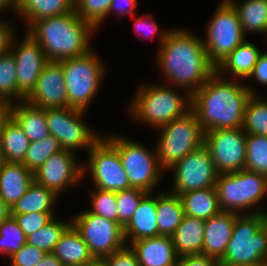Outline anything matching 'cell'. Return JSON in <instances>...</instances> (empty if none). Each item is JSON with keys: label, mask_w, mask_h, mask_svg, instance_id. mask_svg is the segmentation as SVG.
<instances>
[{"label": "cell", "mask_w": 267, "mask_h": 266, "mask_svg": "<svg viewBox=\"0 0 267 266\" xmlns=\"http://www.w3.org/2000/svg\"><path fill=\"white\" fill-rule=\"evenodd\" d=\"M215 189L222 211L241 215L267 196V176L248 170L220 173Z\"/></svg>", "instance_id": "52a82bcc"}, {"label": "cell", "mask_w": 267, "mask_h": 266, "mask_svg": "<svg viewBox=\"0 0 267 266\" xmlns=\"http://www.w3.org/2000/svg\"><path fill=\"white\" fill-rule=\"evenodd\" d=\"M59 62L62 64L68 107L86 111L104 77V64L92 49L83 56Z\"/></svg>", "instance_id": "ba28073f"}, {"label": "cell", "mask_w": 267, "mask_h": 266, "mask_svg": "<svg viewBox=\"0 0 267 266\" xmlns=\"http://www.w3.org/2000/svg\"><path fill=\"white\" fill-rule=\"evenodd\" d=\"M70 225L71 221H58L54 216L41 229L28 236L27 243L43 250L45 253H52L55 245L59 242L61 236Z\"/></svg>", "instance_id": "e575fe53"}, {"label": "cell", "mask_w": 267, "mask_h": 266, "mask_svg": "<svg viewBox=\"0 0 267 266\" xmlns=\"http://www.w3.org/2000/svg\"><path fill=\"white\" fill-rule=\"evenodd\" d=\"M106 266H140L135 252L128 245L102 259Z\"/></svg>", "instance_id": "ee69618b"}, {"label": "cell", "mask_w": 267, "mask_h": 266, "mask_svg": "<svg viewBox=\"0 0 267 266\" xmlns=\"http://www.w3.org/2000/svg\"><path fill=\"white\" fill-rule=\"evenodd\" d=\"M63 266H87L95 261L85 241L71 224L52 252Z\"/></svg>", "instance_id": "cb8c5ba5"}, {"label": "cell", "mask_w": 267, "mask_h": 266, "mask_svg": "<svg viewBox=\"0 0 267 266\" xmlns=\"http://www.w3.org/2000/svg\"><path fill=\"white\" fill-rule=\"evenodd\" d=\"M87 266H106L102 260H95L93 263Z\"/></svg>", "instance_id": "9f6ffc18"}, {"label": "cell", "mask_w": 267, "mask_h": 266, "mask_svg": "<svg viewBox=\"0 0 267 266\" xmlns=\"http://www.w3.org/2000/svg\"><path fill=\"white\" fill-rule=\"evenodd\" d=\"M217 266H239V265H232V264H225L218 262ZM255 266H264V265H255Z\"/></svg>", "instance_id": "6f0895ef"}, {"label": "cell", "mask_w": 267, "mask_h": 266, "mask_svg": "<svg viewBox=\"0 0 267 266\" xmlns=\"http://www.w3.org/2000/svg\"><path fill=\"white\" fill-rule=\"evenodd\" d=\"M31 141L17 121L9 115L0 136V159L8 163H22Z\"/></svg>", "instance_id": "d4e9b609"}, {"label": "cell", "mask_w": 267, "mask_h": 266, "mask_svg": "<svg viewBox=\"0 0 267 266\" xmlns=\"http://www.w3.org/2000/svg\"><path fill=\"white\" fill-rule=\"evenodd\" d=\"M242 129L246 134L267 136V98L249 97Z\"/></svg>", "instance_id": "836d02e7"}, {"label": "cell", "mask_w": 267, "mask_h": 266, "mask_svg": "<svg viewBox=\"0 0 267 266\" xmlns=\"http://www.w3.org/2000/svg\"><path fill=\"white\" fill-rule=\"evenodd\" d=\"M152 195V192L147 193L141 199L137 210L129 222L123 227L125 242H134L140 239L161 236L156 218L157 195Z\"/></svg>", "instance_id": "44dd1931"}, {"label": "cell", "mask_w": 267, "mask_h": 266, "mask_svg": "<svg viewBox=\"0 0 267 266\" xmlns=\"http://www.w3.org/2000/svg\"><path fill=\"white\" fill-rule=\"evenodd\" d=\"M169 170L173 172L170 193L174 195L215 187L219 174L205 145L186 155Z\"/></svg>", "instance_id": "5bb4252c"}, {"label": "cell", "mask_w": 267, "mask_h": 266, "mask_svg": "<svg viewBox=\"0 0 267 266\" xmlns=\"http://www.w3.org/2000/svg\"><path fill=\"white\" fill-rule=\"evenodd\" d=\"M26 33L19 46L16 45L14 35L9 49L15 57L17 67V103L24 101L31 94L43 67L48 62L38 42Z\"/></svg>", "instance_id": "2e32d148"}, {"label": "cell", "mask_w": 267, "mask_h": 266, "mask_svg": "<svg viewBox=\"0 0 267 266\" xmlns=\"http://www.w3.org/2000/svg\"><path fill=\"white\" fill-rule=\"evenodd\" d=\"M207 25L206 40L203 41L209 62L216 68L246 39L238 13L234 6L223 0L218 4Z\"/></svg>", "instance_id": "30bf717a"}, {"label": "cell", "mask_w": 267, "mask_h": 266, "mask_svg": "<svg viewBox=\"0 0 267 266\" xmlns=\"http://www.w3.org/2000/svg\"><path fill=\"white\" fill-rule=\"evenodd\" d=\"M83 164V177L89 171L95 188L108 191L130 189L127 174L122 167L118 150L102 136L89 150Z\"/></svg>", "instance_id": "8fae6325"}, {"label": "cell", "mask_w": 267, "mask_h": 266, "mask_svg": "<svg viewBox=\"0 0 267 266\" xmlns=\"http://www.w3.org/2000/svg\"><path fill=\"white\" fill-rule=\"evenodd\" d=\"M267 210H263V209H261V212H260V214H261V216H262V225H263V227L266 229V231H267V212H266Z\"/></svg>", "instance_id": "11a10c76"}, {"label": "cell", "mask_w": 267, "mask_h": 266, "mask_svg": "<svg viewBox=\"0 0 267 266\" xmlns=\"http://www.w3.org/2000/svg\"><path fill=\"white\" fill-rule=\"evenodd\" d=\"M14 28L11 23L0 19V54L10 49L11 41L13 39Z\"/></svg>", "instance_id": "c3c4849f"}, {"label": "cell", "mask_w": 267, "mask_h": 266, "mask_svg": "<svg viewBox=\"0 0 267 266\" xmlns=\"http://www.w3.org/2000/svg\"><path fill=\"white\" fill-rule=\"evenodd\" d=\"M130 103L132 118L158 129L191 110L192 96H181L177 90L165 84L140 86Z\"/></svg>", "instance_id": "277c9868"}, {"label": "cell", "mask_w": 267, "mask_h": 266, "mask_svg": "<svg viewBox=\"0 0 267 266\" xmlns=\"http://www.w3.org/2000/svg\"><path fill=\"white\" fill-rule=\"evenodd\" d=\"M25 101L44 110L68 107L63 69L59 61L45 64L34 90Z\"/></svg>", "instance_id": "ac0fdd59"}, {"label": "cell", "mask_w": 267, "mask_h": 266, "mask_svg": "<svg viewBox=\"0 0 267 266\" xmlns=\"http://www.w3.org/2000/svg\"><path fill=\"white\" fill-rule=\"evenodd\" d=\"M249 85H242L215 71L192 96L191 109L203 130L242 128L245 109L251 95H257Z\"/></svg>", "instance_id": "7a4b0ae2"}, {"label": "cell", "mask_w": 267, "mask_h": 266, "mask_svg": "<svg viewBox=\"0 0 267 266\" xmlns=\"http://www.w3.org/2000/svg\"><path fill=\"white\" fill-rule=\"evenodd\" d=\"M34 182L33 172L23 163H1L0 168V196L11 208L28 190Z\"/></svg>", "instance_id": "7402d4cb"}, {"label": "cell", "mask_w": 267, "mask_h": 266, "mask_svg": "<svg viewBox=\"0 0 267 266\" xmlns=\"http://www.w3.org/2000/svg\"><path fill=\"white\" fill-rule=\"evenodd\" d=\"M105 138L118 150L131 188L141 189L147 193L154 189L162 179L161 168L156 149L151 151L145 146L120 135H105Z\"/></svg>", "instance_id": "9c48e42d"}, {"label": "cell", "mask_w": 267, "mask_h": 266, "mask_svg": "<svg viewBox=\"0 0 267 266\" xmlns=\"http://www.w3.org/2000/svg\"><path fill=\"white\" fill-rule=\"evenodd\" d=\"M248 212L236 217L232 237L218 262L239 266L267 262V231L262 225L261 210Z\"/></svg>", "instance_id": "5b68a950"}, {"label": "cell", "mask_w": 267, "mask_h": 266, "mask_svg": "<svg viewBox=\"0 0 267 266\" xmlns=\"http://www.w3.org/2000/svg\"><path fill=\"white\" fill-rule=\"evenodd\" d=\"M90 195L92 209L88 211L118 223L115 192L94 188Z\"/></svg>", "instance_id": "60d3db41"}, {"label": "cell", "mask_w": 267, "mask_h": 266, "mask_svg": "<svg viewBox=\"0 0 267 266\" xmlns=\"http://www.w3.org/2000/svg\"><path fill=\"white\" fill-rule=\"evenodd\" d=\"M10 215L14 216L21 230L25 233L26 237H28L47 224L55 214L54 212H32Z\"/></svg>", "instance_id": "b9f144b4"}, {"label": "cell", "mask_w": 267, "mask_h": 266, "mask_svg": "<svg viewBox=\"0 0 267 266\" xmlns=\"http://www.w3.org/2000/svg\"><path fill=\"white\" fill-rule=\"evenodd\" d=\"M9 9H15V0H0V12Z\"/></svg>", "instance_id": "db71d44e"}, {"label": "cell", "mask_w": 267, "mask_h": 266, "mask_svg": "<svg viewBox=\"0 0 267 266\" xmlns=\"http://www.w3.org/2000/svg\"><path fill=\"white\" fill-rule=\"evenodd\" d=\"M239 214L221 211L214 217L205 220L203 255L219 261L226 250L232 234L236 217Z\"/></svg>", "instance_id": "d6986e66"}, {"label": "cell", "mask_w": 267, "mask_h": 266, "mask_svg": "<svg viewBox=\"0 0 267 266\" xmlns=\"http://www.w3.org/2000/svg\"><path fill=\"white\" fill-rule=\"evenodd\" d=\"M14 99L17 101V67L8 50L0 54V104L11 105Z\"/></svg>", "instance_id": "d6a6232c"}, {"label": "cell", "mask_w": 267, "mask_h": 266, "mask_svg": "<svg viewBox=\"0 0 267 266\" xmlns=\"http://www.w3.org/2000/svg\"><path fill=\"white\" fill-rule=\"evenodd\" d=\"M137 0H112L108 15L113 13V10L118 12L120 16L135 15Z\"/></svg>", "instance_id": "7dc6e473"}, {"label": "cell", "mask_w": 267, "mask_h": 266, "mask_svg": "<svg viewBox=\"0 0 267 266\" xmlns=\"http://www.w3.org/2000/svg\"><path fill=\"white\" fill-rule=\"evenodd\" d=\"M45 254L43 250L26 243L18 252L10 256V266H35Z\"/></svg>", "instance_id": "7bdbcfd3"}, {"label": "cell", "mask_w": 267, "mask_h": 266, "mask_svg": "<svg viewBox=\"0 0 267 266\" xmlns=\"http://www.w3.org/2000/svg\"><path fill=\"white\" fill-rule=\"evenodd\" d=\"M261 54L254 43L245 40L216 67V71L223 77L225 73H230L235 79H247Z\"/></svg>", "instance_id": "4316f807"}, {"label": "cell", "mask_w": 267, "mask_h": 266, "mask_svg": "<svg viewBox=\"0 0 267 266\" xmlns=\"http://www.w3.org/2000/svg\"><path fill=\"white\" fill-rule=\"evenodd\" d=\"M159 129L161 133L155 149L164 171L204 145L205 131L192 109Z\"/></svg>", "instance_id": "8992f818"}, {"label": "cell", "mask_w": 267, "mask_h": 266, "mask_svg": "<svg viewBox=\"0 0 267 266\" xmlns=\"http://www.w3.org/2000/svg\"><path fill=\"white\" fill-rule=\"evenodd\" d=\"M35 266H63V264L53 253H46Z\"/></svg>", "instance_id": "f907efd6"}, {"label": "cell", "mask_w": 267, "mask_h": 266, "mask_svg": "<svg viewBox=\"0 0 267 266\" xmlns=\"http://www.w3.org/2000/svg\"><path fill=\"white\" fill-rule=\"evenodd\" d=\"M176 29L157 34L160 38L156 61L168 82L192 95L216 68L209 62L204 40L184 29Z\"/></svg>", "instance_id": "6da1fadb"}, {"label": "cell", "mask_w": 267, "mask_h": 266, "mask_svg": "<svg viewBox=\"0 0 267 266\" xmlns=\"http://www.w3.org/2000/svg\"><path fill=\"white\" fill-rule=\"evenodd\" d=\"M8 107L10 115L21 126L31 142L39 141L50 134L44 109L32 106L25 100Z\"/></svg>", "instance_id": "83f0119b"}, {"label": "cell", "mask_w": 267, "mask_h": 266, "mask_svg": "<svg viewBox=\"0 0 267 266\" xmlns=\"http://www.w3.org/2000/svg\"><path fill=\"white\" fill-rule=\"evenodd\" d=\"M59 198L45 186L33 182L26 193L10 208V214L32 212H53V206Z\"/></svg>", "instance_id": "4dcf8cb0"}, {"label": "cell", "mask_w": 267, "mask_h": 266, "mask_svg": "<svg viewBox=\"0 0 267 266\" xmlns=\"http://www.w3.org/2000/svg\"><path fill=\"white\" fill-rule=\"evenodd\" d=\"M246 138L247 134L242 128L205 132L204 145L219 174L245 169Z\"/></svg>", "instance_id": "9a60e30c"}, {"label": "cell", "mask_w": 267, "mask_h": 266, "mask_svg": "<svg viewBox=\"0 0 267 266\" xmlns=\"http://www.w3.org/2000/svg\"><path fill=\"white\" fill-rule=\"evenodd\" d=\"M27 243L25 233L19 227L14 216L9 215L0 224V253L12 256Z\"/></svg>", "instance_id": "74e56055"}, {"label": "cell", "mask_w": 267, "mask_h": 266, "mask_svg": "<svg viewBox=\"0 0 267 266\" xmlns=\"http://www.w3.org/2000/svg\"><path fill=\"white\" fill-rule=\"evenodd\" d=\"M156 212L159 234L162 236H171L185 215L179 196L169 191L157 193Z\"/></svg>", "instance_id": "f546056e"}, {"label": "cell", "mask_w": 267, "mask_h": 266, "mask_svg": "<svg viewBox=\"0 0 267 266\" xmlns=\"http://www.w3.org/2000/svg\"><path fill=\"white\" fill-rule=\"evenodd\" d=\"M96 29L75 10L34 22L27 32L38 42L48 61H62L87 54Z\"/></svg>", "instance_id": "3957f363"}, {"label": "cell", "mask_w": 267, "mask_h": 266, "mask_svg": "<svg viewBox=\"0 0 267 266\" xmlns=\"http://www.w3.org/2000/svg\"><path fill=\"white\" fill-rule=\"evenodd\" d=\"M77 161L75 152L62 150L55 153L33 172L34 182L45 186L59 197L66 188L83 180V163Z\"/></svg>", "instance_id": "e0dca14e"}, {"label": "cell", "mask_w": 267, "mask_h": 266, "mask_svg": "<svg viewBox=\"0 0 267 266\" xmlns=\"http://www.w3.org/2000/svg\"><path fill=\"white\" fill-rule=\"evenodd\" d=\"M178 196L187 216L208 220L222 211L215 187L188 191Z\"/></svg>", "instance_id": "f1b7e54d"}, {"label": "cell", "mask_w": 267, "mask_h": 266, "mask_svg": "<svg viewBox=\"0 0 267 266\" xmlns=\"http://www.w3.org/2000/svg\"><path fill=\"white\" fill-rule=\"evenodd\" d=\"M140 266H175L178 260L171 236H157L131 242Z\"/></svg>", "instance_id": "ffe728a7"}, {"label": "cell", "mask_w": 267, "mask_h": 266, "mask_svg": "<svg viewBox=\"0 0 267 266\" xmlns=\"http://www.w3.org/2000/svg\"><path fill=\"white\" fill-rule=\"evenodd\" d=\"M218 261L203 254L179 256L175 266H217Z\"/></svg>", "instance_id": "f6af8a7d"}, {"label": "cell", "mask_w": 267, "mask_h": 266, "mask_svg": "<svg viewBox=\"0 0 267 266\" xmlns=\"http://www.w3.org/2000/svg\"><path fill=\"white\" fill-rule=\"evenodd\" d=\"M205 220L184 215L171 235L178 256L202 254Z\"/></svg>", "instance_id": "484cf974"}, {"label": "cell", "mask_w": 267, "mask_h": 266, "mask_svg": "<svg viewBox=\"0 0 267 266\" xmlns=\"http://www.w3.org/2000/svg\"><path fill=\"white\" fill-rule=\"evenodd\" d=\"M245 170L267 176V136L247 134Z\"/></svg>", "instance_id": "8d00e7d4"}, {"label": "cell", "mask_w": 267, "mask_h": 266, "mask_svg": "<svg viewBox=\"0 0 267 266\" xmlns=\"http://www.w3.org/2000/svg\"><path fill=\"white\" fill-rule=\"evenodd\" d=\"M149 16L148 17L144 16V17H139V18L138 17L136 18V16L135 17L133 16L135 20L134 29L138 35L141 33L147 37L151 36L150 38L153 39L155 35L157 34L159 27L156 24V21L153 20L154 18L151 15Z\"/></svg>", "instance_id": "bcb514c9"}, {"label": "cell", "mask_w": 267, "mask_h": 266, "mask_svg": "<svg viewBox=\"0 0 267 266\" xmlns=\"http://www.w3.org/2000/svg\"><path fill=\"white\" fill-rule=\"evenodd\" d=\"M71 224L79 232L95 260H102L127 245L123 228L117 222L89 211L77 214L72 218Z\"/></svg>", "instance_id": "7c38bea8"}, {"label": "cell", "mask_w": 267, "mask_h": 266, "mask_svg": "<svg viewBox=\"0 0 267 266\" xmlns=\"http://www.w3.org/2000/svg\"><path fill=\"white\" fill-rule=\"evenodd\" d=\"M235 8L241 27L246 33H264L267 36V0H243L241 4L228 0Z\"/></svg>", "instance_id": "1f68e13d"}, {"label": "cell", "mask_w": 267, "mask_h": 266, "mask_svg": "<svg viewBox=\"0 0 267 266\" xmlns=\"http://www.w3.org/2000/svg\"><path fill=\"white\" fill-rule=\"evenodd\" d=\"M10 215V208L0 196V224Z\"/></svg>", "instance_id": "816d5d0a"}, {"label": "cell", "mask_w": 267, "mask_h": 266, "mask_svg": "<svg viewBox=\"0 0 267 266\" xmlns=\"http://www.w3.org/2000/svg\"><path fill=\"white\" fill-rule=\"evenodd\" d=\"M85 112L72 107L45 109L49 132L60 142L63 150L74 152L87 148L89 152L103 136L82 121Z\"/></svg>", "instance_id": "4fadbf2b"}, {"label": "cell", "mask_w": 267, "mask_h": 266, "mask_svg": "<svg viewBox=\"0 0 267 266\" xmlns=\"http://www.w3.org/2000/svg\"><path fill=\"white\" fill-rule=\"evenodd\" d=\"M9 115L10 111L8 105L0 104V136H1L2 125Z\"/></svg>", "instance_id": "f5cc1de1"}, {"label": "cell", "mask_w": 267, "mask_h": 266, "mask_svg": "<svg viewBox=\"0 0 267 266\" xmlns=\"http://www.w3.org/2000/svg\"><path fill=\"white\" fill-rule=\"evenodd\" d=\"M60 142L52 135L39 140L32 141L26 152L24 161L25 167L30 171H36L53 154L62 151Z\"/></svg>", "instance_id": "d590c367"}, {"label": "cell", "mask_w": 267, "mask_h": 266, "mask_svg": "<svg viewBox=\"0 0 267 266\" xmlns=\"http://www.w3.org/2000/svg\"><path fill=\"white\" fill-rule=\"evenodd\" d=\"M146 194L147 192L136 188H130L127 190L115 192L118 212V224L122 228L129 222V220L137 210L141 199Z\"/></svg>", "instance_id": "ab89813d"}, {"label": "cell", "mask_w": 267, "mask_h": 266, "mask_svg": "<svg viewBox=\"0 0 267 266\" xmlns=\"http://www.w3.org/2000/svg\"><path fill=\"white\" fill-rule=\"evenodd\" d=\"M14 10L26 20L28 29L38 20L73 12L75 0H15Z\"/></svg>", "instance_id": "603a6c76"}, {"label": "cell", "mask_w": 267, "mask_h": 266, "mask_svg": "<svg viewBox=\"0 0 267 266\" xmlns=\"http://www.w3.org/2000/svg\"><path fill=\"white\" fill-rule=\"evenodd\" d=\"M248 78H254L257 83L267 86V51L259 56L253 72Z\"/></svg>", "instance_id": "681fc988"}, {"label": "cell", "mask_w": 267, "mask_h": 266, "mask_svg": "<svg viewBox=\"0 0 267 266\" xmlns=\"http://www.w3.org/2000/svg\"><path fill=\"white\" fill-rule=\"evenodd\" d=\"M112 0H75V12L96 30L107 18Z\"/></svg>", "instance_id": "f35d334b"}]
</instances>
